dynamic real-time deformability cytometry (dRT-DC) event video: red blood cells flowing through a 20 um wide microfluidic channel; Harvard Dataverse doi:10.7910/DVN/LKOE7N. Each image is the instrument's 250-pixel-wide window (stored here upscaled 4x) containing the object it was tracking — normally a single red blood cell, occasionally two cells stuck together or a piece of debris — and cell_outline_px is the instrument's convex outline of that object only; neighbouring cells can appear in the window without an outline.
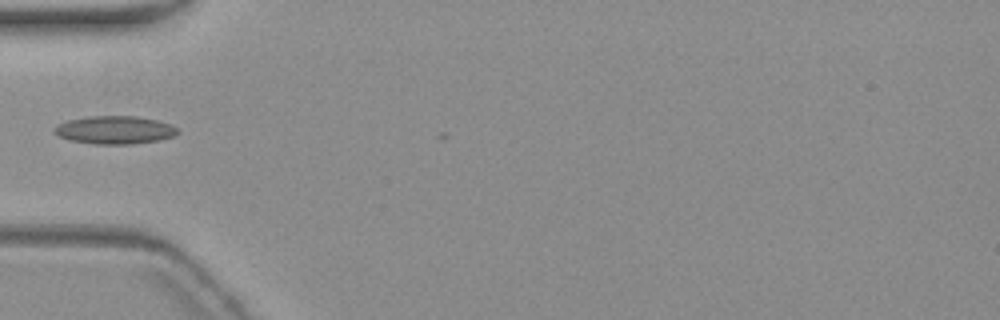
{"species": "common noctule bat (a hibernating species)", "species_latin": "Nyctalus noctula", "temperature_condition": "warm", "stored_images_in_passage": 6, "camera_frame_rate_fps": 3000, "um_per_image_px": 0.085, "animal": {"sex": "female", "body_mass_g": 19.3, "forearm_length_mm": 54.1}, "frame": {"image": 1, "passage_image": 5, "time_ms": 5.0, "image_size_px": [1000, 320], "cell_outline_px": [[180, 132], [176, 136], [160, 140], [132, 144], [92, 144], [68, 140], [60, 136], [56, 132], [56, 128], [60, 124], [68, 120], [88, 116], [136, 116], [156, 120], [172, 124]], "centroid_in_image_um": [9.83, 11.05], "position_along_channel_um": 75.2, "area_um2": 20.11}}